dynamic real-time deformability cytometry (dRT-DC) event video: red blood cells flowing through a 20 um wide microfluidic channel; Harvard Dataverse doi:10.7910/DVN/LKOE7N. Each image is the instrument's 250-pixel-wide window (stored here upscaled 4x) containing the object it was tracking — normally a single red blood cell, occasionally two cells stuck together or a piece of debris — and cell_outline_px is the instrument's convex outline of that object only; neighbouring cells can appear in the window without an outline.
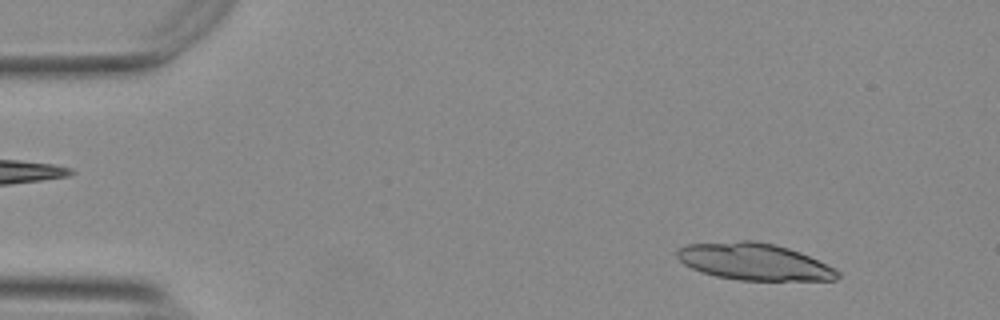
{"species": "Egyptian fruit bat (a non-hibernating species)", "species_latin": "Rousettus aegyptiacus", "temperature_condition": "warm", "stored_images_in_passage": 49, "camera_frame_rate_fps": 3000, "um_per_image_px": 0.085, "animal": {"sex": "female"}, "frame": {"image": 1, "passage_image": 5, "time_ms": 1.333, "image_size_px": [1000, 320], "cell_outline_px": [[840, 276], [836, 280], [740, 280], [716, 276], [700, 272], [684, 264], [676, 256], [676, 248], [688, 244], [740, 240], [752, 240], [772, 244], [788, 248], [800, 252], [840, 272]], "centroid_in_image_um": [64.04, 22.24], "position_along_channel_um": 21.0, "area_um2": 34.28}}
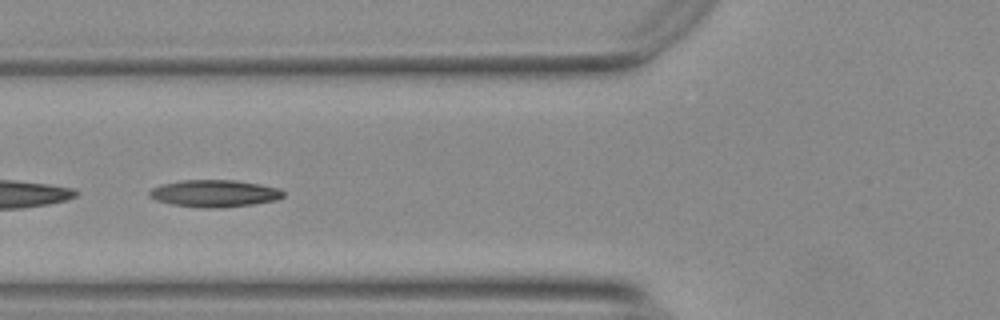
{"frame": {"image": 2, "passage_image": 20, "time_ms": 6.333, "image_size_px": [1000, 320], "cell_outline_px": [[284, 196], [276, 200], [252, 204], [224, 208], [200, 208], [172, 204], [156, 200], [148, 196], [148, 192], [152, 188], [160, 184], [180, 180], [236, 180], [260, 184], [280, 188], [284, 192]], "centroid_in_image_um": [18.22, 16.44], "position_along_channel_um": 107.6, "area_um2": 21.39}}
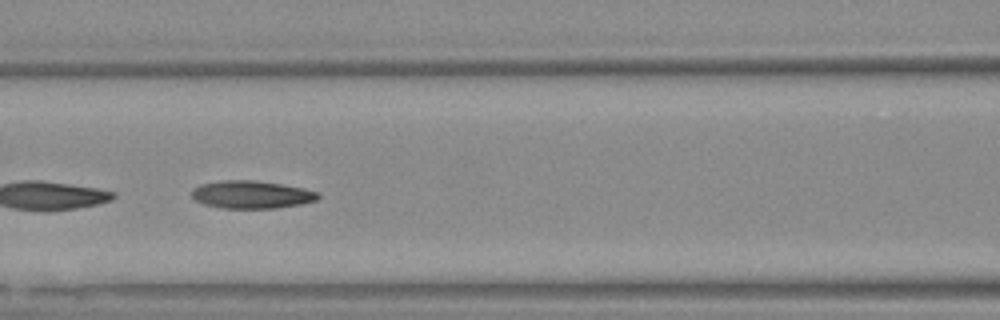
{"frame": {"image": 3, "passage_image": 23, "time_ms": 7.333, "image_size_px": [1000, 320], "cell_outline_px": [[320, 196], [316, 200], [300, 204], [276, 208], [224, 208], [204, 204], [196, 200], [192, 196], [192, 188], [200, 184], [224, 180], [256, 180], [304, 188], [320, 192]], "centroid_in_image_um": [21.39, 16.53], "position_along_channel_um": 145.2, "area_um2": 20.4}, "authors_computed_cell_mechanics": {"area_um2": 20.7502, "velocity_mm_per_s": 3.7424, "shape_relaxation_time_tau1_ms": 5.691, "shape_relaxation_time_tau2_ms": 5.1321, "deformation_change_tau1": 0.173, "deformation_change_tau2": 0.1112}}